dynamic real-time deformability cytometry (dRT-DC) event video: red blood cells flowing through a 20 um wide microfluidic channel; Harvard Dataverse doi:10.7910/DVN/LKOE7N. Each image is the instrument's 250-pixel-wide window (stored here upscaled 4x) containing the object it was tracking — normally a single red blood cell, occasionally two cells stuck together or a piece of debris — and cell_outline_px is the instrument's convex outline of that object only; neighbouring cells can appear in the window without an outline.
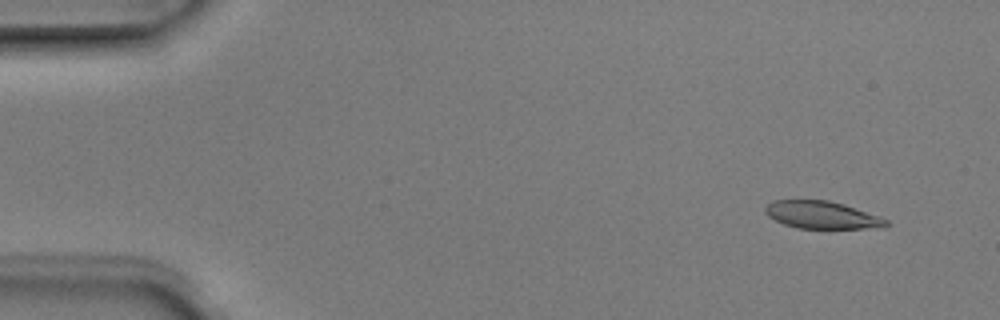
{"species": "Egyptian fruit bat (a non-hibernating species)", "species_latin": "Rousettus aegyptiacus", "temperature_condition": "room temperature", "stored_images_in_passage": 4, "camera_frame_rate_fps": 3000, "um_per_image_px": 0.085, "animal": {"sex": "male"}, "frame": {"image": 1, "passage_image": 1, "time_ms": 0.0, "image_size_px": [1000, 320], "cell_outline_px": [[892, 224], [884, 228], [796, 228], [784, 224], [768, 216], [764, 212], [764, 208], [772, 200], [828, 200], [844, 204], [880, 216], [888, 220]], "centroid_in_image_um": [69.9, 18.27], "position_along_channel_um": 15.1, "area_um2": 19.54}}
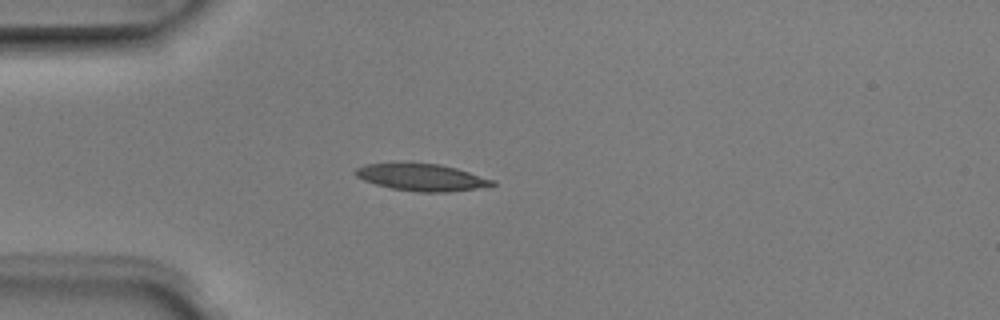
{"frame": {"image": 2, "passage_image": 4, "time_ms": 1.0, "image_size_px": [1000, 320], "cell_outline_px": [[496, 184], [476, 188], [448, 192], [416, 192], [392, 188], [376, 184], [364, 180], [356, 176], [352, 172], [356, 168], [364, 164], [440, 164], [456, 168], [496, 180]], "centroid_in_image_um": [35.85, 15.08], "position_along_channel_um": 49.2, "area_um2": 21.21}}